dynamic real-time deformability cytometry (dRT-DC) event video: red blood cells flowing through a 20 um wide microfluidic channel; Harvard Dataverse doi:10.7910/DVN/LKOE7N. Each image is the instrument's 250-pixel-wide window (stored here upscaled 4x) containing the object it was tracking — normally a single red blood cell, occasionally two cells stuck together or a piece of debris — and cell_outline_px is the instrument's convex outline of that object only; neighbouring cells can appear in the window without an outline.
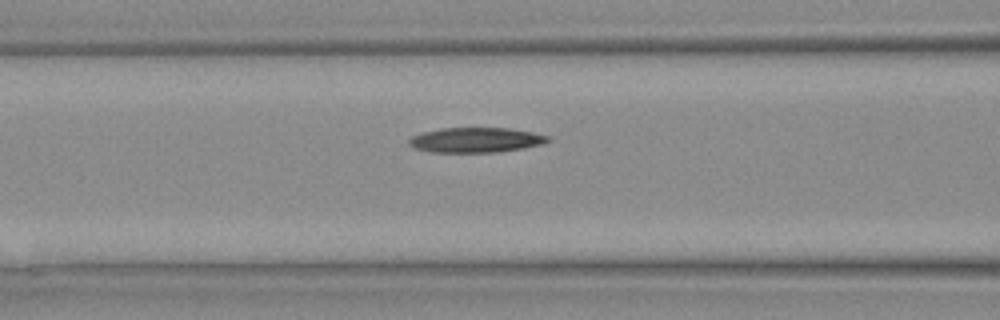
{"species": "Egyptian fruit bat (a non-hibernating species)", "species_latin": "Rousettus aegyptiacus", "temperature_condition": "warm", "stored_images_in_passage": 7, "camera_frame_rate_fps": 3000, "um_per_image_px": 0.085, "animal": {"sex": "female"}, "frame": {"image": 1, "passage_image": 4, "time_ms": 1.0, "image_size_px": [1000, 320], "cell_outline_px": [[552, 140], [544, 144], [524, 148], [496, 152], [432, 152], [412, 148], [408, 144], [408, 140], [412, 136], [424, 132], [440, 128], [508, 128], [532, 132], [552, 136]], "centroid_in_image_um": [40.48, 11.9], "position_along_channel_um": 126.1, "area_um2": 20.4}}